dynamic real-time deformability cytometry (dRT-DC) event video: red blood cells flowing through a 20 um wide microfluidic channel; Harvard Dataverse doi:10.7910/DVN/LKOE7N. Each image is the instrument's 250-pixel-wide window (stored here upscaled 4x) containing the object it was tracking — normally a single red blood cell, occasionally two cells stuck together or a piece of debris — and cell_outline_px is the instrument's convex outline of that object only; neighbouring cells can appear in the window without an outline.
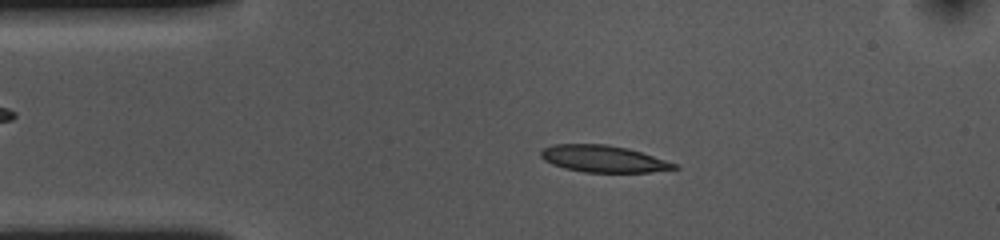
{"species": "common noctule bat (a hibernating species)", "species_latin": "Nyctalus noctula", "temperature_condition": "cold", "stored_images_in_passage": 53, "camera_frame_rate_fps": 3000, "um_per_image_px": 0.085, "animal": {"sex": "female", "body_mass_g": 10.0, "forearm_length_mm": 53.1}, "frame": {"image": 1, "passage_image": 9, "time_ms": 2.667, "image_size_px": [1000, 240], "cell_outline_px": [[680, 168], [648, 172], [584, 172], [564, 168], [552, 164], [544, 160], [540, 156], [540, 152], [544, 148], [552, 144], [604, 144], [628, 148], [680, 164]], "centroid_in_image_um": [51.31, 13.5], "position_along_channel_um": 33.7, "area_um2": 20.92}}
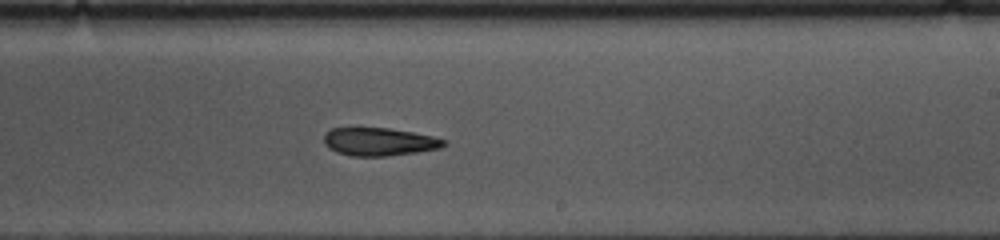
{"frame": {"image": 2, "passage_image": 30, "time_ms": 9.667, "image_size_px": [1000, 240], "cell_outline_px": [[448, 144], [440, 148], [416, 152], [388, 156], [352, 156], [336, 152], [328, 148], [324, 144], [324, 136], [332, 128], [388, 128], [412, 132], [432, 136], [448, 140]], "centroid_in_image_um": [32.25, 12.05], "position_along_channel_um": 256.7, "area_um2": 19.59}}
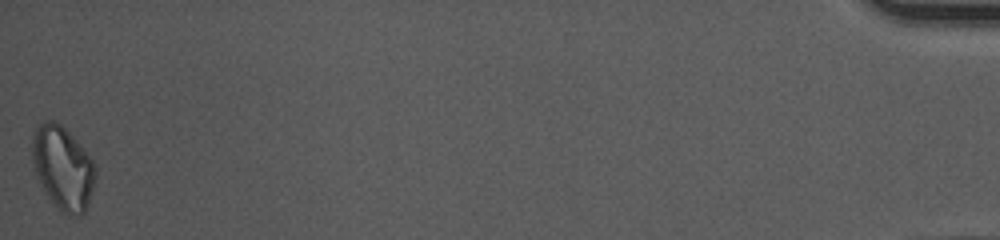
{"frame": {"image": 3, "passage_image": 53, "time_ms": 17.333, "image_size_px": [1000, 240], "cell_outline_px": [[96, 176], [88, 204], [84, 212], [80, 216], [68, 216], [60, 212], [44, 192], [36, 176], [32, 160], [32, 136], [36, 128], [44, 120], [52, 120], [60, 124], [76, 140], [96, 164]], "centroid_in_image_um": [5.33, 14.3], "position_along_channel_um": 429.9, "area_um2": 30.92}, "authors_computed_cell_mechanics": {"area_um2": 21.097, "velocity_mm_per_s": 3.598, "shape_relaxation_time_tau1_ms": 8.7029, "shape_relaxation_time_tau2_ms": 4.0666, "deformation_change_tau1": 0.1508, "deformation_change_tau2": 0.1181}}